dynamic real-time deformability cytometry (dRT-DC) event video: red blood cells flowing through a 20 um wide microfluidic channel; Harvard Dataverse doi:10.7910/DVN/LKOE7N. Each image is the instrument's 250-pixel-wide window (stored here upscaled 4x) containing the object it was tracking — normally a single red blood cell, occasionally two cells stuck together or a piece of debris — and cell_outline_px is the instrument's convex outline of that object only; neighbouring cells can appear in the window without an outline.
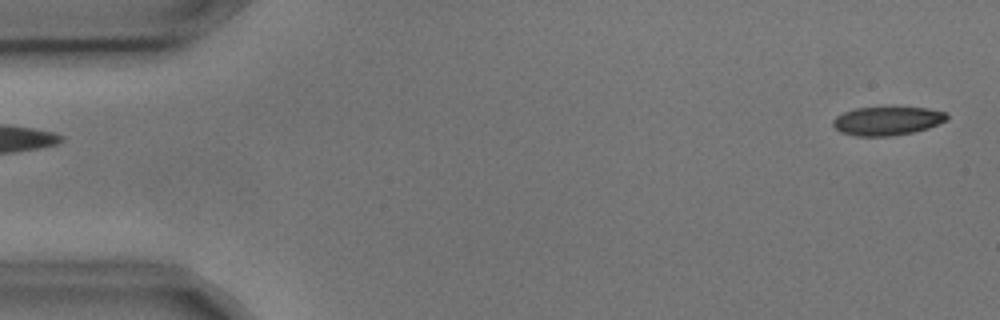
{"species": "common noctule bat (a hibernating species)", "species_latin": "Nyctalus noctula", "temperature_condition": "cold", "stored_images_in_passage": 6, "segment_of_instrument_passage": [2, 2], "camera_frame_rate_fps": 3000, "um_per_image_px": 0.085, "animal": {"sex": "male", "body_mass_g": 17.9, "forearm_length_mm": 54.2}, "frame": {"image": 1, "passage_image": 6, "time_ms": 1.667, "image_size_px": [1000, 320], "cell_outline_px": [[948, 120], [928, 128], [912, 132], [892, 136], [856, 136], [840, 132], [832, 124], [832, 120], [836, 116], [844, 112], [856, 108], [928, 108], [948, 112]], "centroid_in_image_um": [75.43, 10.28], "position_along_channel_um": 9.6, "area_um2": 18.96}}